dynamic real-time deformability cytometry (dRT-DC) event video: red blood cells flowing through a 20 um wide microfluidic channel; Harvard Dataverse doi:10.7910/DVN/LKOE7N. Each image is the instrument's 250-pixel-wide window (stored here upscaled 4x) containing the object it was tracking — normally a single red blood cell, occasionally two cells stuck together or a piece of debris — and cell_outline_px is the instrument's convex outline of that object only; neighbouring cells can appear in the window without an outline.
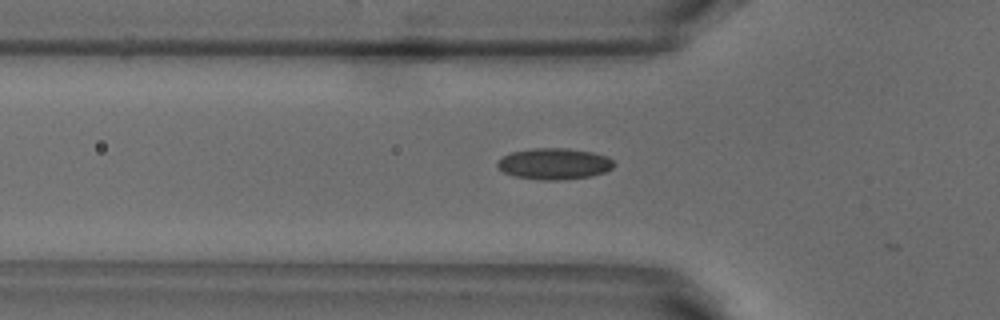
{"species": "common noctule bat (a hibernating species)", "species_latin": "Nyctalus noctula", "temperature_condition": "warm", "stored_images_in_passage": 10, "camera_frame_rate_fps": 3000, "um_per_image_px": 0.085, "animal": {"sex": "male", "body_mass_g": 18.8}, "frame": {"image": 1, "passage_image": 3, "time_ms": 0.667, "image_size_px": [1000, 320], "cell_outline_px": [[616, 164], [612, 168], [604, 172], [588, 176], [556, 180], [544, 180], [512, 176], [504, 172], [496, 164], [504, 156], [512, 152], [532, 148], [568, 148], [592, 152], [608, 156]], "centroid_in_image_um": [47.12, 13.91], "position_along_channel_um": 78.7, "area_um2": 21.04}}
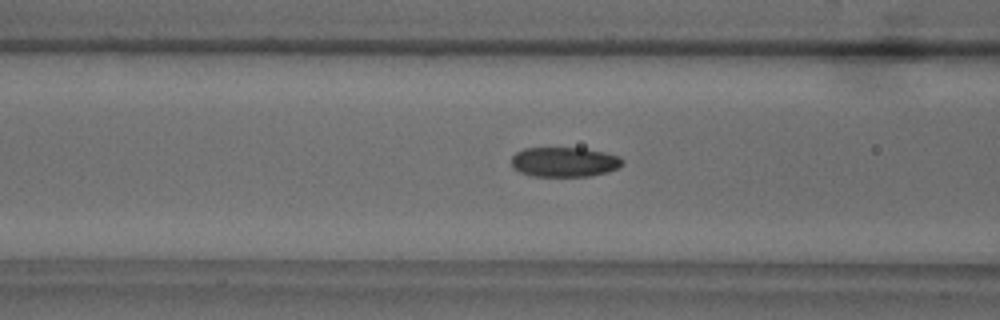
{"frame": {"image": 2, "passage_image": 6, "time_ms": 1.667, "image_size_px": [1000, 320], "cell_outline_px": [[624, 164], [620, 168], [608, 172], [588, 176], [532, 176], [520, 172], [512, 168], [512, 156], [516, 152], [524, 148], [584, 148], [604, 152], [620, 156], [624, 160]], "centroid_in_image_um": [48.0, 13.77], "position_along_channel_um": 118.6, "area_um2": 19.48}}
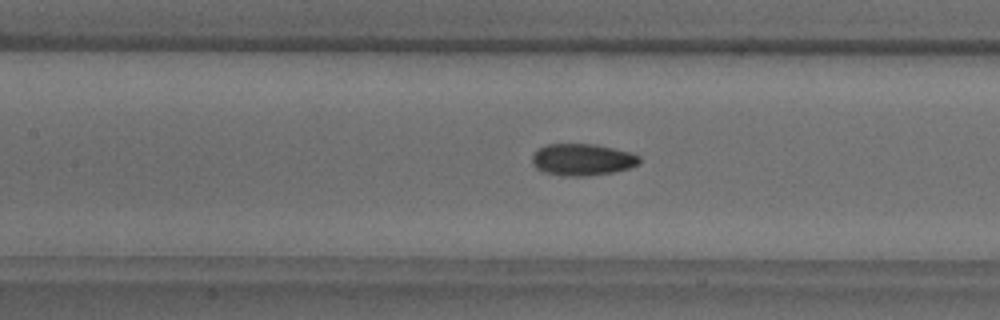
{"frame": {"image": 3, "passage_image": 9, "time_ms": 2.667, "image_size_px": [1000, 320], "cell_outline_px": [[640, 164], [628, 168], [612, 172], [584, 176], [568, 176], [544, 172], [536, 168], [532, 164], [532, 156], [540, 148], [548, 144], [596, 144], [632, 152], [640, 156]], "centroid_in_image_um": [49.53, 13.56], "position_along_channel_um": 157.9, "area_um2": 19.83}}